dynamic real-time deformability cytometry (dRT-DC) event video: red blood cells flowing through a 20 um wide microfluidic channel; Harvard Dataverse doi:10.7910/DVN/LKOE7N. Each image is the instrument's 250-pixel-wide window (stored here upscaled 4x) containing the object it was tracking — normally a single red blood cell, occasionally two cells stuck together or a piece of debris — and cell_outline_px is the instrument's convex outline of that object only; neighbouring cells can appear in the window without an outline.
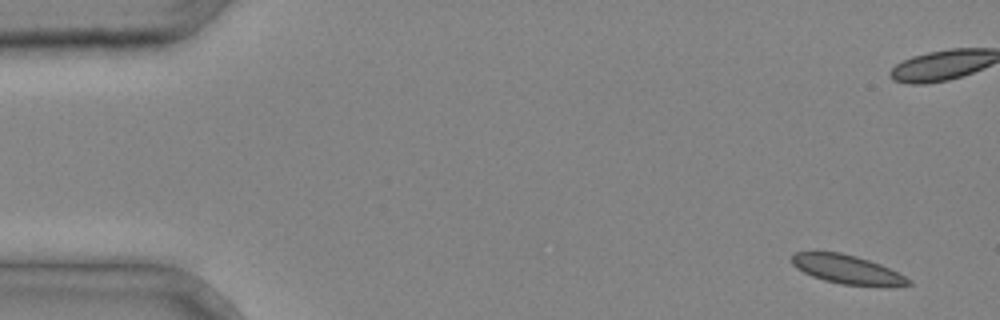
{"species": "common noctule bat (a hibernating species)", "species_latin": "Nyctalus noctula", "temperature_condition": "cold", "stored_images_in_passage": 4, "camera_frame_rate_fps": 3000, "um_per_image_px": 0.085, "animal": {"sex": "male", "body_mass_g": 20.4}, "frame": {"image": 1, "passage_image": 1, "time_ms": 0.0, "image_size_px": [1000, 320], "cell_outline_px": [[912, 284], [840, 284], [824, 280], [812, 276], [796, 268], [792, 264], [792, 256], [796, 252], [840, 252], [856, 256], [880, 264], [912, 280]], "centroid_in_image_um": [71.91, 22.86], "position_along_channel_um": 13.1, "area_um2": 18.79}}